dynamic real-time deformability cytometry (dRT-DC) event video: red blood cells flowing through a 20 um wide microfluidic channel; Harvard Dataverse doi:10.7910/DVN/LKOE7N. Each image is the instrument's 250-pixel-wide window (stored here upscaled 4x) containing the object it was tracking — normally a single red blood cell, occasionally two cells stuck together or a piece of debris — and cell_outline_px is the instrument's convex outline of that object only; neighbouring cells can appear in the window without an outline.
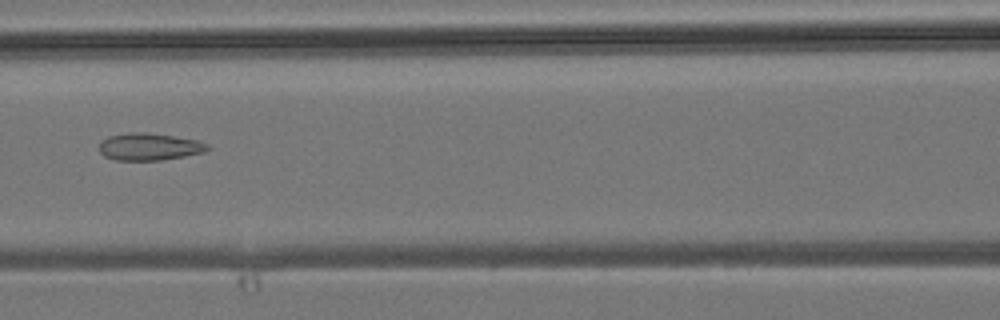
{"species": "common noctule bat (a hibernating species)", "species_latin": "Nyctalus noctula", "temperature_condition": "room temperature", "stored_images_in_passage": 5, "segment_of_instrument_passage": [1, 2], "camera_frame_rate_fps": 3000, "um_per_image_px": 0.085, "animal": {"sex": "male", "body_mass_g": 19.2, "forearm_length_mm": 51.8}, "frame": {"image": 1, "passage_image": 3, "time_ms": 3.333, "image_size_px": [1000, 320], "cell_outline_px": [[208, 148], [204, 152], [184, 156], [160, 160], [116, 160], [104, 156], [100, 152], [100, 144], [108, 136], [128, 132], [144, 132], [172, 136], [196, 140], [208, 144]], "centroid_in_image_um": [12.67, 12.47], "position_along_channel_um": 153.9, "area_um2": 16.94}}
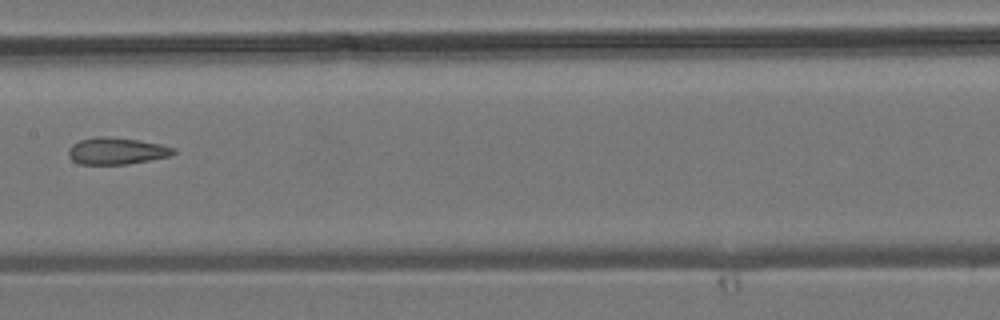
{"frame": {"image": 2, "passage_image": 4, "time_ms": 4.333, "image_size_px": [1000, 320], "cell_outline_px": [[176, 152], [168, 156], [128, 164], [80, 164], [72, 160], [68, 156], [68, 148], [72, 144], [80, 140], [96, 136], [104, 136], [136, 140], [160, 144], [176, 148]], "centroid_in_image_um": [9.87, 12.83], "position_along_channel_um": 197.5, "area_um2": 16.3}}